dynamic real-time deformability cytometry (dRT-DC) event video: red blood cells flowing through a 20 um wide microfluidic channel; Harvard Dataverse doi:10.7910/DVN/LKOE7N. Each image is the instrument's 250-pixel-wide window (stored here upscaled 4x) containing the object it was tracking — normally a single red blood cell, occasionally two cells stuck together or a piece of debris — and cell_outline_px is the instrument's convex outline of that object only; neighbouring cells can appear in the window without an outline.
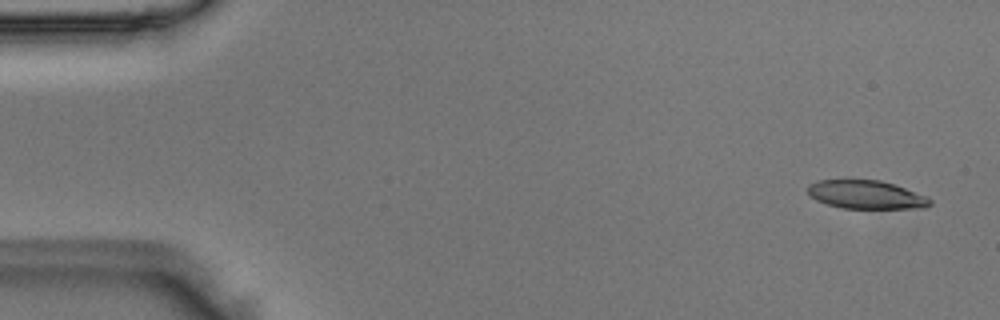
{"species": "Egyptian fruit bat (a non-hibernating species)", "species_latin": "Rousettus aegyptiacus", "temperature_condition": "room temperature", "stored_images_in_passage": 52, "camera_frame_rate_fps": 3000, "um_per_image_px": 0.085, "animal": {"sex": "male"}, "frame": {"image": 1, "passage_image": 3, "time_ms": 0.667, "image_size_px": [1000, 320], "cell_outline_px": [[932, 204], [924, 208], [844, 208], [828, 204], [816, 200], [808, 196], [808, 184], [816, 180], [848, 176], [880, 180], [928, 196], [932, 200]], "centroid_in_image_um": [73.55, 16.48], "position_along_channel_um": 11.5, "area_um2": 21.15}}
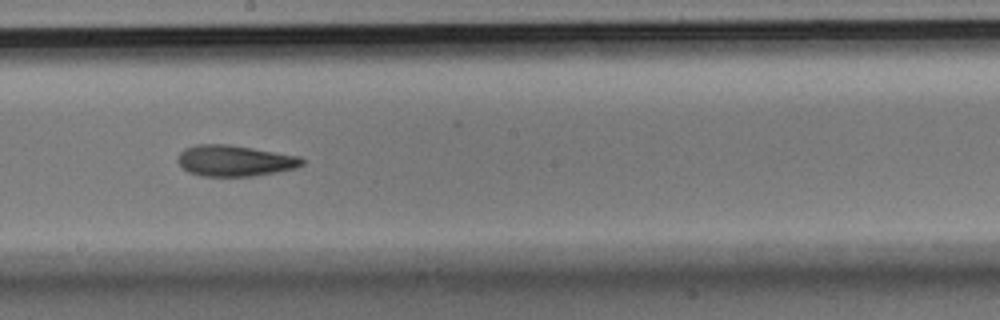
{"frame": {"image": 2, "passage_image": 29, "time_ms": 9.333, "image_size_px": [1000, 320], "cell_outline_px": [[304, 164], [296, 168], [276, 172], [252, 176], [200, 176], [188, 172], [176, 160], [180, 152], [184, 148], [196, 144], [228, 144], [300, 156], [304, 160]], "centroid_in_image_um": [19.94, 13.66], "position_along_channel_um": 228.3, "area_um2": 22.54}}
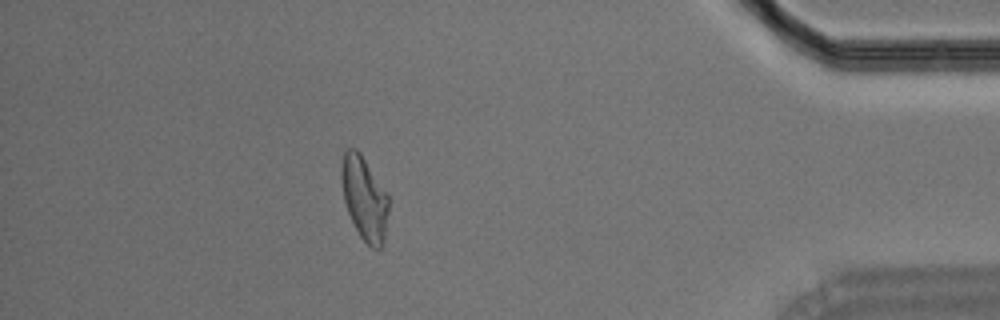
{"frame": {"image": 3, "passage_image": 46, "time_ms": 15.0, "image_size_px": [1000, 320], "cell_outline_px": [[388, 212], [384, 240], [380, 248], [372, 248], [360, 236], [348, 212], [344, 200], [340, 180], [340, 164], [344, 152], [348, 148], [356, 148], [360, 152], [388, 196]], "centroid_in_image_um": [30.94, 16.82], "position_along_channel_um": 404.3, "area_um2": 22.77}}